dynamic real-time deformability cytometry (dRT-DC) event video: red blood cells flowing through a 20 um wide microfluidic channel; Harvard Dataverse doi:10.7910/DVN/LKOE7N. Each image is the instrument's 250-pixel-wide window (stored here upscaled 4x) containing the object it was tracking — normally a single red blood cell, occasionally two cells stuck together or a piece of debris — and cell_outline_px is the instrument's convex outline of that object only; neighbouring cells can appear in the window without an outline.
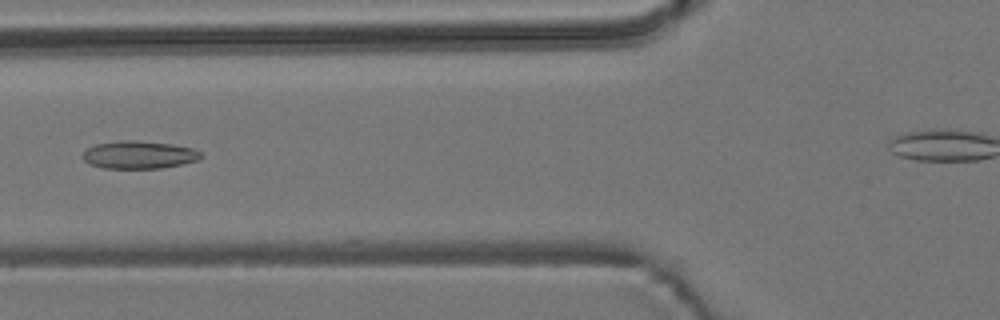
{"species": "common noctule bat (a hibernating species)", "species_latin": "Nyctalus noctula", "temperature_condition": "room temperature", "stored_images_in_passage": 8, "camera_frame_rate_fps": 3000, "um_per_image_px": 0.085, "animal": {"sex": "male", "body_mass_g": 19.2, "forearm_length_mm": 51.8}, "frame": {"image": 1, "passage_image": 6, "time_ms": 6.667, "image_size_px": [1000, 320], "cell_outline_px": [[204, 156], [200, 160], [160, 168], [104, 168], [88, 164], [84, 160], [84, 152], [88, 148], [96, 144], [120, 140], [136, 140], [172, 144], [192, 148], [200, 152]], "centroid_in_image_um": [11.83, 13.15], "position_along_channel_um": 114.0, "area_um2": 19.07}}
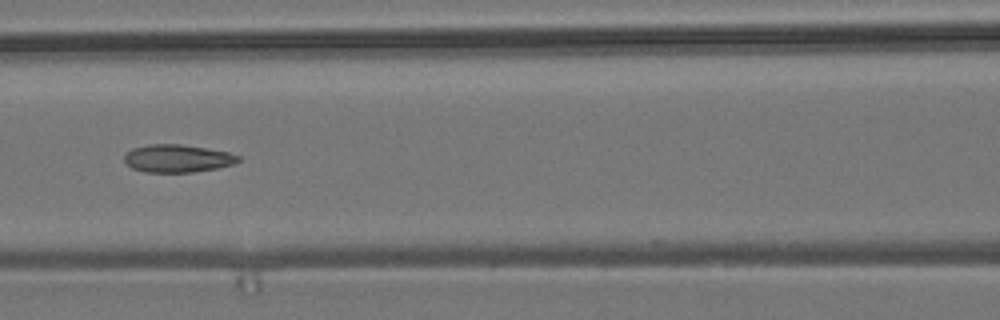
{"frame": {"image": 2, "passage_image": 7, "time_ms": 7.667, "image_size_px": [1000, 320], "cell_outline_px": [[240, 160], [232, 164], [216, 168], [192, 172], [144, 172], [132, 168], [124, 160], [124, 156], [132, 148], [148, 144], [180, 144], [228, 152], [240, 156]], "centroid_in_image_um": [15.06, 13.46], "position_along_channel_um": 151.5, "area_um2": 18.26}}
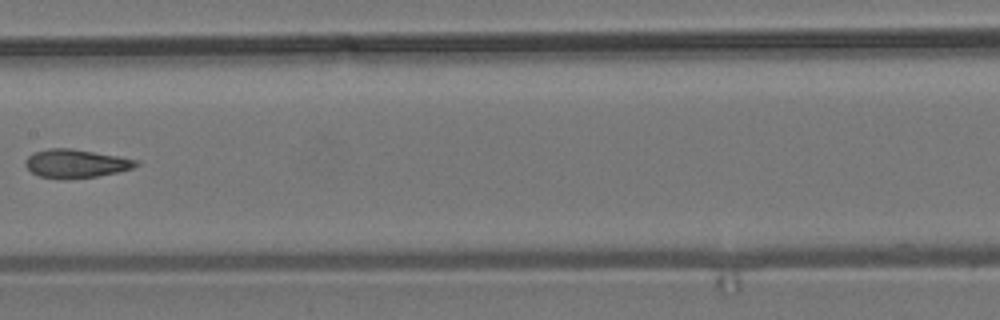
{"frame": {"image": 3, "passage_image": 8, "time_ms": 9.0, "image_size_px": [1000, 320], "cell_outline_px": [[140, 164], [132, 168], [120, 172], [96, 176], [64, 180], [40, 176], [32, 172], [24, 164], [24, 160], [32, 152], [48, 148], [72, 148], [140, 160]], "centroid_in_image_um": [6.44, 13.9], "position_along_channel_um": 201.0, "area_um2": 18.61}}